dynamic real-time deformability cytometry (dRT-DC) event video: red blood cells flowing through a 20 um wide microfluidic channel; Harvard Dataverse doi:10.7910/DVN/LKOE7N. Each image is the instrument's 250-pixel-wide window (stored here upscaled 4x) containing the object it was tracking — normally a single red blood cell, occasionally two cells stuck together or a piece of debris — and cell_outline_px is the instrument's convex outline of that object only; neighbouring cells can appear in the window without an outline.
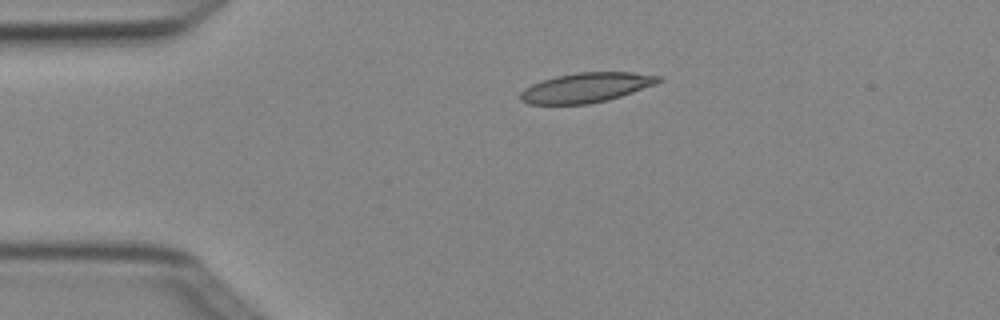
{"species": "Egyptian fruit bat (a non-hibernating species)", "species_latin": "Rousettus aegyptiacus", "temperature_condition": "cold", "stored_images_in_passage": 3, "camera_frame_rate_fps": 3000, "um_per_image_px": 0.085, "animal": {"sex": "female"}, "frame": {"image": 1, "passage_image": 3, "time_ms": 0.667, "image_size_px": [1000, 320], "cell_outline_px": [[664, 80], [656, 84], [608, 100], [588, 104], [528, 104], [520, 100], [520, 92], [524, 88], [532, 84], [556, 76], [576, 72], [632, 72], [660, 76]], "centroid_in_image_um": [49.82, 7.44], "position_along_channel_um": 35.2, "area_um2": 23.87}}